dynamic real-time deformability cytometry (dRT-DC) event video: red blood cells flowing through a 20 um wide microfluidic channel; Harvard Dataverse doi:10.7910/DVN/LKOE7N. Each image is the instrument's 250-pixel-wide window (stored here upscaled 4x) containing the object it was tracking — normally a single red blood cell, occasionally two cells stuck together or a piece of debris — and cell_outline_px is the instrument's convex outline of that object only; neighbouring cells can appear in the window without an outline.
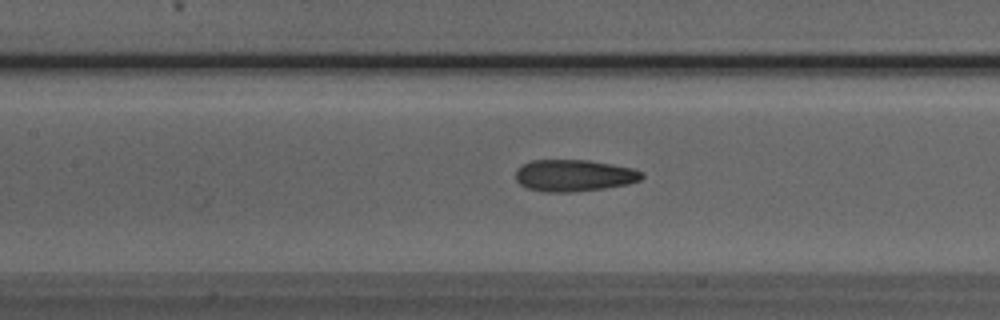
{"species": "Egyptian fruit bat (a non-hibernating species)", "species_latin": "Rousettus aegyptiacus", "temperature_condition": "room temperature", "stored_images_in_passage": 48, "camera_frame_rate_fps": 3000, "um_per_image_px": 0.085, "animal": {"sex": "male"}, "frame": {"image": 1, "passage_image": 21, "time_ms": 6.667, "image_size_px": [1000, 320], "cell_outline_px": [[644, 176], [640, 180], [628, 184], [604, 188], [572, 192], [544, 192], [528, 188], [520, 184], [516, 180], [516, 168], [532, 160], [588, 160], [612, 164], [632, 168], [644, 172]], "centroid_in_image_um": [48.8, 14.91], "position_along_channel_um": 158.6, "area_um2": 23.41}}
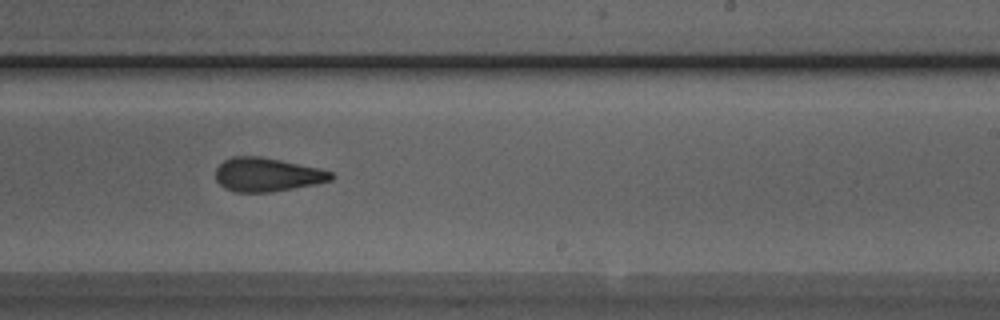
{"frame": {"image": 2, "passage_image": 29, "time_ms": 9.333, "image_size_px": [1000, 320], "cell_outline_px": [[336, 176], [332, 180], [316, 184], [272, 192], [236, 192], [224, 188], [216, 180], [216, 168], [224, 160], [232, 156], [260, 156], [320, 168], [332, 172]], "centroid_in_image_um": [22.72, 14.84], "position_along_channel_um": 266.3, "area_um2": 22.83}}
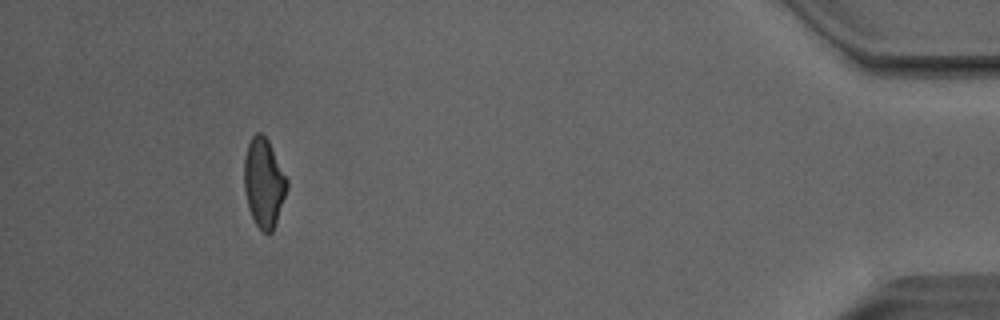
{"frame": {"image": 3, "passage_image": 45, "time_ms": 14.667, "image_size_px": [1000, 320], "cell_outline_px": [[288, 188], [272, 232], [264, 232], [256, 224], [248, 208], [244, 188], [244, 156], [248, 144], [252, 136], [256, 132], [260, 132], [268, 140], [288, 180]], "centroid_in_image_um": [22.42, 15.51], "position_along_channel_um": 412.8, "area_um2": 22.02}, "authors_computed_cell_mechanics": {"area_um2": 23.409, "velocity_mm_per_s": 4.0443, "shape_relaxation_time_tau1_ms": 10.3503, "shape_relaxation_time_tau2_ms": 2.2927, "deformation_change_tau1": 0.2054, "deformation_change_tau2": 0.1102}}